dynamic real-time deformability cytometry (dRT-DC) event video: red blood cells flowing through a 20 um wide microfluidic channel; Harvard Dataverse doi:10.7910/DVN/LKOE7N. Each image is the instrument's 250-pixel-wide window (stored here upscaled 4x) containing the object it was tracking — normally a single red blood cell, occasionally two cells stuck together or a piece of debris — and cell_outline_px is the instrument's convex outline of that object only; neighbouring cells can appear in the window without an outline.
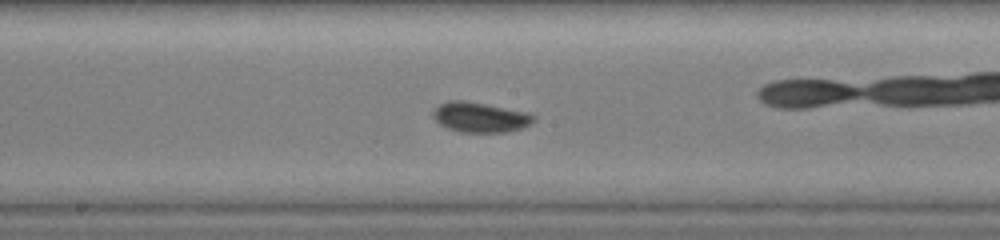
{"species": "common noctule bat (a hibernating species)", "species_latin": "Nyctalus noctula", "temperature_condition": "warm", "stored_images_in_passage": 8, "camera_frame_rate_fps": 3000, "um_per_image_px": 0.085, "animal": {"sex": "female", "body_mass_g": 19.0, "forearm_length_mm": 51.5}, "frame": {"image": 1, "passage_image": 7, "time_ms": 3.333, "image_size_px": [1000, 240], "cell_outline_px": [[536, 120], [520, 128], [508, 132], [460, 132], [448, 128], [440, 124], [432, 116], [432, 112], [440, 104], [448, 100], [464, 100], [532, 112], [536, 116]], "centroid_in_image_um": [40.84, 9.95], "position_along_channel_um": 207.4, "area_um2": 17.8}}